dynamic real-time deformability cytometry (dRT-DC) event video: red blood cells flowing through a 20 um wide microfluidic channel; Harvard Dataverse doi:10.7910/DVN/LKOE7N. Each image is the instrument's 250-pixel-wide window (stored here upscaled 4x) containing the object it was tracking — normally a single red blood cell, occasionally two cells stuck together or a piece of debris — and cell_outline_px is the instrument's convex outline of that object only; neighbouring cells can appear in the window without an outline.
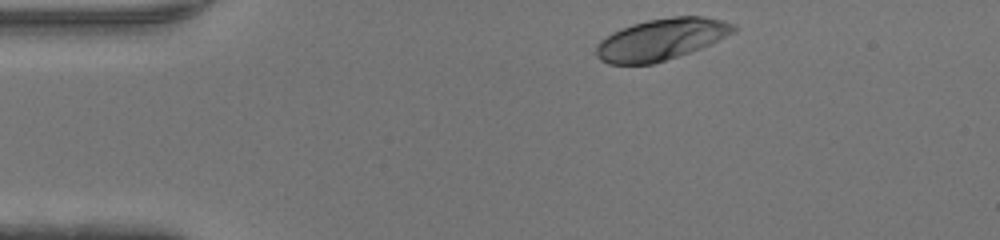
{"species": "human", "species_latin": "Homo sapiens", "temperature_condition": "warm", "stored_images_in_passage": 33, "camera_frame_rate_fps": 3000, "um_per_image_px": 0.085, "donor": {"sex": "male"}, "frame": {"image": 1, "passage_image": 1, "time_ms": 0.0, "image_size_px": [1000, 240], "cell_outline_px": [[736, 32], [700, 48], [652, 64], [608, 64], [600, 60], [596, 56], [596, 44], [600, 40], [612, 32], [632, 24], [648, 20], [672, 16], [700, 16], [724, 20], [736, 24]], "centroid_in_image_um": [56.19, 3.33], "position_along_channel_um": 28.8, "area_um2": 33.12}}
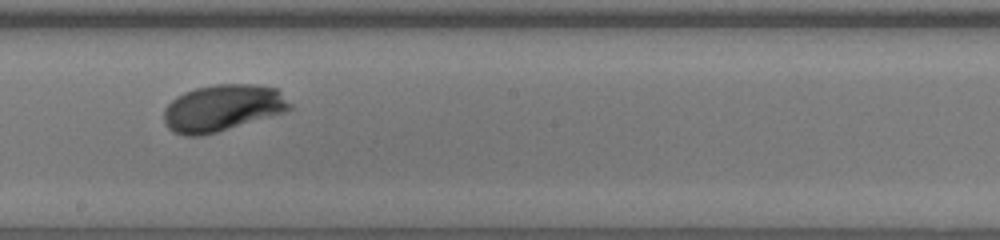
{"frame": {"image": 2, "passage_image": 19, "time_ms": 6.0, "image_size_px": [1000, 240], "cell_outline_px": [[292, 108], [284, 112], [216, 132], [200, 136], [184, 136], [172, 132], [164, 124], [164, 108], [176, 96], [184, 92], [196, 88], [216, 84], [260, 84], [276, 88], [292, 104]], "centroid_in_image_um": [18.89, 9.17], "position_along_channel_um": 229.3, "area_um2": 34.28}}
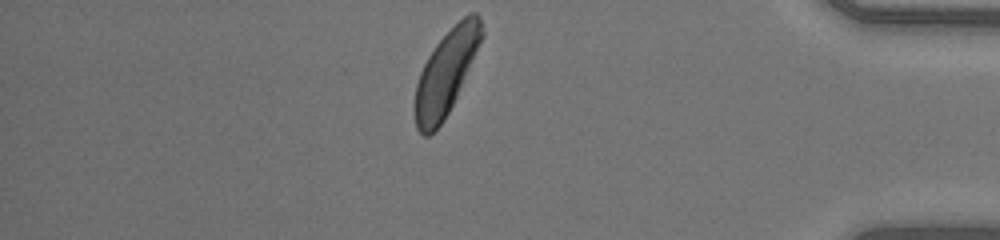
{"frame": {"image": 3, "passage_image": 33, "time_ms": 10.667, "image_size_px": [1000, 240], "cell_outline_px": [[484, 36], [456, 96], [444, 120], [428, 136], [424, 136], [416, 128], [416, 84], [420, 72], [428, 56], [436, 44], [464, 16], [472, 12], [476, 12], [480, 16], [484, 32]], "centroid_in_image_um": [37.94, 6.13], "position_along_channel_um": 397.3, "area_um2": 31.91}}